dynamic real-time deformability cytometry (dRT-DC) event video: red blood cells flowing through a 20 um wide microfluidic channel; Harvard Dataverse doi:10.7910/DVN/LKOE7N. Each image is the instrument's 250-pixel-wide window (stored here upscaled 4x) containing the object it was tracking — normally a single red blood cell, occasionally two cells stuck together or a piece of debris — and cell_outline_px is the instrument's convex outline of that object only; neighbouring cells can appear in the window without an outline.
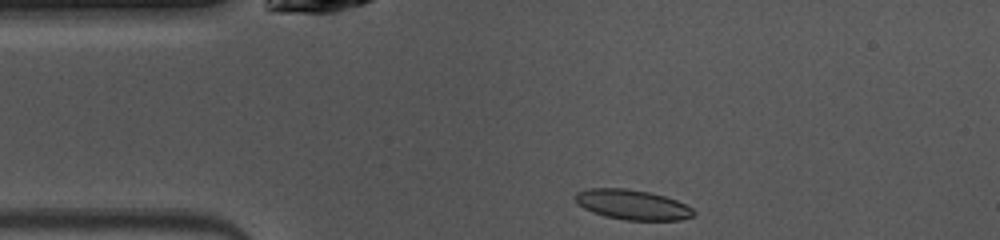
{"species": "common noctule bat (a hibernating species)", "species_latin": "Nyctalus noctula", "temperature_condition": "warm", "stored_images_in_passage": 34, "camera_frame_rate_fps": 3000, "um_per_image_px": 0.085, "animal": {"sex": "female", "body_mass_g": 10.0, "forearm_length_mm": 53.1}, "frame": {"image": 1, "passage_image": 1, "time_ms": 0.0, "image_size_px": [1000, 240], "cell_outline_px": [[696, 212], [692, 216], [680, 220], [624, 220], [604, 216], [592, 212], [584, 208], [572, 196], [576, 192], [588, 188], [624, 188], [648, 192], [664, 196], [676, 200], [692, 208]], "centroid_in_image_um": [53.72, 17.4], "position_along_channel_um": 31.3, "area_um2": 20.63}}
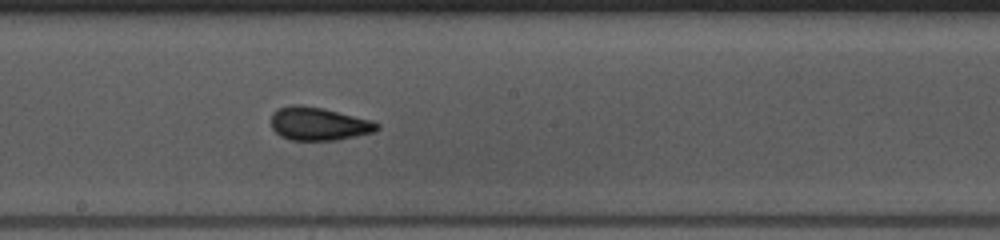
{"frame": {"image": 2, "passage_image": 17, "time_ms": 5.333, "image_size_px": [1000, 240], "cell_outline_px": [[380, 128], [376, 132], [336, 140], [292, 140], [280, 136], [272, 128], [272, 112], [276, 108], [296, 104], [300, 104], [324, 108], [372, 120], [380, 124]], "centroid_in_image_um": [27.11, 10.51], "position_along_channel_um": 221.1, "area_um2": 20.69}}
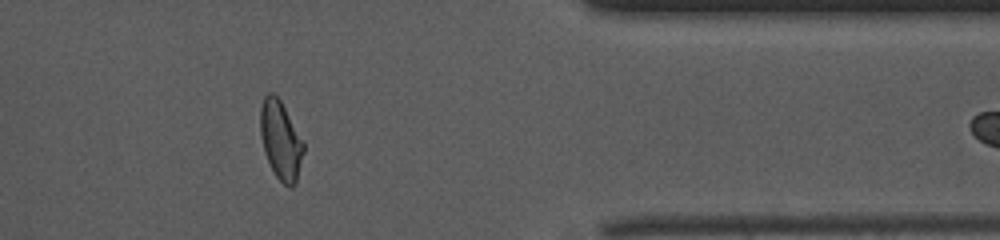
{"frame": {"image": 3, "passage_image": 31, "time_ms": 10.0, "image_size_px": [1000, 240], "cell_outline_px": [[304, 152], [296, 184], [292, 188], [288, 188], [276, 176], [264, 152], [260, 136], [260, 108], [264, 96], [268, 92], [272, 92], [280, 100], [304, 140]], "centroid_in_image_um": [23.87, 11.93], "position_along_channel_um": 387.5, "area_um2": 20.0}, "authors_computed_cell_mechanics": {"area_um2": 20.23, "velocity_mm_per_s": 4.0642, "shape_relaxation_time_tau1_ms": 5.4651, "shape_relaxation_time_tau2_ms": 1.3619, "deformation_change_tau1": 0.1727, "deformation_change_tau2": 0.0893}}